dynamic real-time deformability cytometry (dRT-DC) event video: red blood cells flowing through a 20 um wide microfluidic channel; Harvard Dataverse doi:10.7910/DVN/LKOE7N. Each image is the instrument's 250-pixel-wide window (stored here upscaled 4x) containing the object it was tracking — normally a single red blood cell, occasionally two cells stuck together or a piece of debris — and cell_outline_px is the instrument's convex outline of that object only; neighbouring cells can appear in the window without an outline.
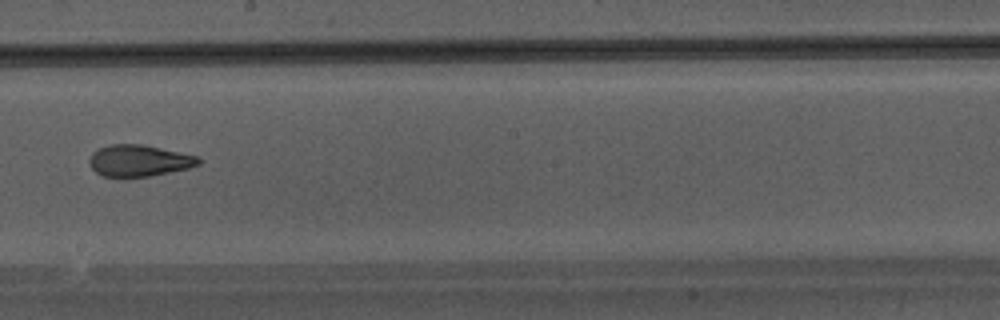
{"species": "Egyptian fruit bat (a non-hibernating species)", "species_latin": "Rousettus aegyptiacus", "temperature_condition": "warm", "stored_images_in_passage": 46, "camera_frame_rate_fps": 3000, "um_per_image_px": 0.085, "animal": {"sex": "male"}, "frame": {"image": 1, "passage_image": 27, "time_ms": 8.667, "image_size_px": [1000, 320], "cell_outline_px": [[200, 164], [188, 168], [148, 176], [104, 176], [96, 172], [88, 164], [88, 160], [92, 152], [100, 148], [112, 144], [144, 144], [196, 156], [200, 160]], "centroid_in_image_um": [11.78, 13.64], "position_along_channel_um": 236.4, "area_um2": 19.77}}